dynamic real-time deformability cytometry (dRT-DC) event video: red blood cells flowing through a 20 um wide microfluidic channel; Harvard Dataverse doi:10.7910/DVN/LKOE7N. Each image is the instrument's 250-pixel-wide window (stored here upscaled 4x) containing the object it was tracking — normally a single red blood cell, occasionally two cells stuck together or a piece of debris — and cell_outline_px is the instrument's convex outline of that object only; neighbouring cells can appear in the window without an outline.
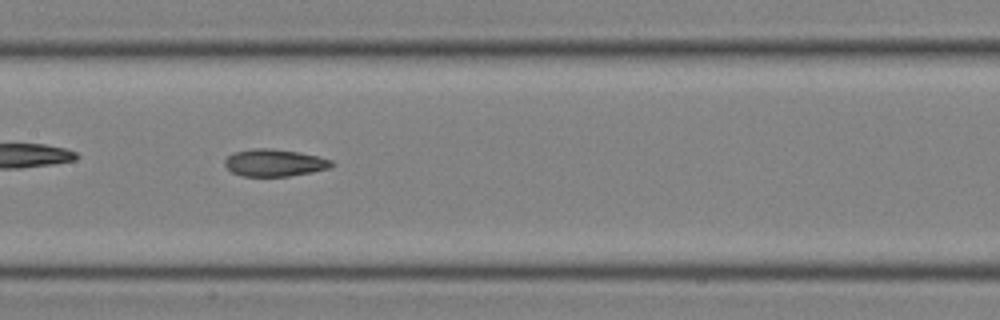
{"species": "common noctule bat (a hibernating species)", "species_latin": "Nyctalus noctula", "temperature_condition": "room temperature", "stored_images_in_passage": 31, "camera_frame_rate_fps": 3000, "um_per_image_px": 0.085, "animal": {"sex": "male", "body_mass_g": 19.0, "forearm_length_mm": 50.8}, "frame": {"image": 1, "passage_image": 10, "time_ms": 3.0, "image_size_px": [1000, 320], "cell_outline_px": [[336, 164], [328, 168], [312, 172], [288, 176], [244, 176], [232, 172], [224, 164], [224, 160], [232, 152], [252, 148], [272, 148], [300, 152], [332, 160]], "centroid_in_image_um": [23.32, 13.82], "position_along_channel_um": 184.1, "area_um2": 16.99}}
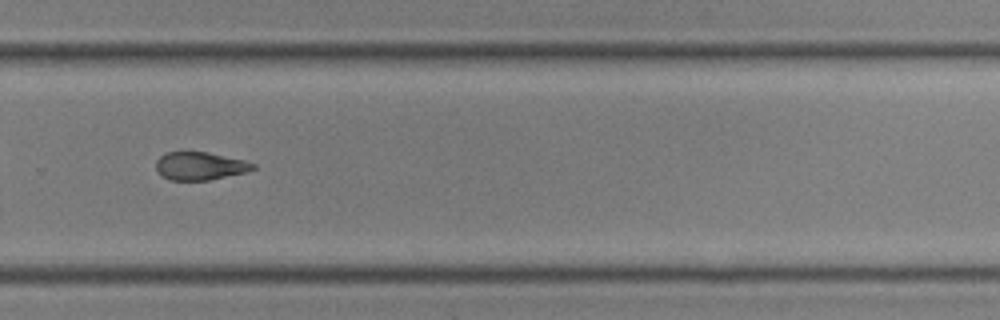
{"frame": {"image": 2, "passage_image": 18, "time_ms": 5.667, "image_size_px": [1000, 320], "cell_outline_px": [[256, 168], [248, 172], [208, 180], [168, 180], [160, 176], [156, 168], [156, 160], [160, 156], [168, 152], [208, 152], [244, 160], [256, 164]], "centroid_in_image_um": [17.0, 14.11], "position_along_channel_um": 312.8, "area_um2": 15.95}}